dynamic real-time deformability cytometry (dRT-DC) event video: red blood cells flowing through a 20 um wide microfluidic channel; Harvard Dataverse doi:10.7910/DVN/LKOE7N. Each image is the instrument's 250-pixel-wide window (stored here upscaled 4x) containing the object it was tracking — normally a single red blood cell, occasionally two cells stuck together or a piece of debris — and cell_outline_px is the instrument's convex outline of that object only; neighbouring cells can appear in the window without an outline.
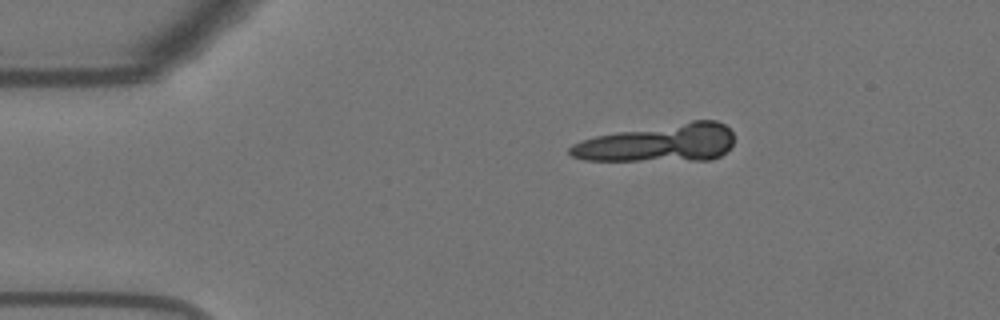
{"species": "Egyptian fruit bat (a non-hibernating species)", "species_latin": "Rousettus aegyptiacus", "temperature_condition": "warm", "stored_images_in_passage": 27, "camera_frame_rate_fps": 3000, "um_per_image_px": 0.085, "animal": {"sex": "female"}, "frame": {"image": 1, "passage_image": 1, "time_ms": 0.0, "image_size_px": [1000, 320], "cell_outline_px": [[732, 144], [720, 156], [712, 160], [584, 160], [572, 156], [568, 152], [568, 148], [572, 144], [580, 140], [596, 136], [692, 120], [716, 120], [724, 124], [732, 132]], "centroid_in_image_um": [55.99, 12.16], "position_along_channel_um": 29.0, "area_um2": 35.84}}